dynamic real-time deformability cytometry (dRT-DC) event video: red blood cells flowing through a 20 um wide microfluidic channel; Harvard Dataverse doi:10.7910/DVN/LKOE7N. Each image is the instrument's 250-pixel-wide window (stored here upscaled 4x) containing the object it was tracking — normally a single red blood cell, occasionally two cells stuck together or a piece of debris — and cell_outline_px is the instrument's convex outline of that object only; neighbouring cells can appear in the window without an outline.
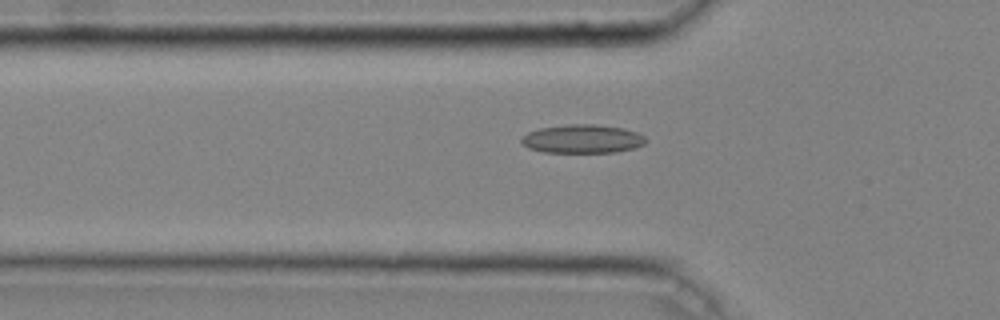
{"species": "common noctule bat (a hibernating species)", "species_latin": "Nyctalus noctula", "temperature_condition": "cold", "stored_images_in_passage": 44, "camera_frame_rate_fps": 3000, "um_per_image_px": 0.085, "animal": {"sex": "male", "body_mass_g": 20.4}, "frame": {"image": 1, "passage_image": 16, "time_ms": 5.0, "image_size_px": [1000, 320], "cell_outline_px": [[648, 140], [644, 144], [636, 148], [616, 152], [544, 152], [528, 148], [520, 140], [528, 132], [540, 128], [568, 124], [596, 124], [624, 128], [636, 132], [644, 136]], "centroid_in_image_um": [49.55, 11.8], "position_along_channel_um": 76.3, "area_um2": 20.75}}
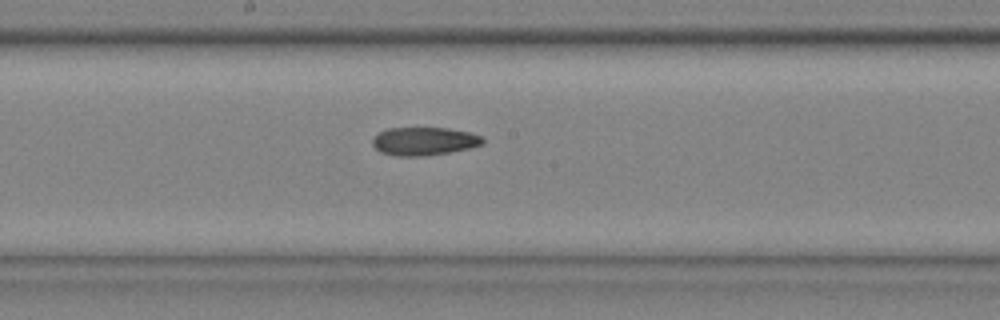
{"frame": {"image": 2, "passage_image": 26, "time_ms": 8.333, "image_size_px": [1000, 320], "cell_outline_px": [[484, 144], [468, 148], [448, 152], [424, 156], [396, 156], [380, 152], [372, 144], [372, 140], [380, 132], [388, 128], [448, 128], [468, 132], [484, 136]], "centroid_in_image_um": [36.06, 12.0], "position_along_channel_um": 212.1, "area_um2": 18.03}}
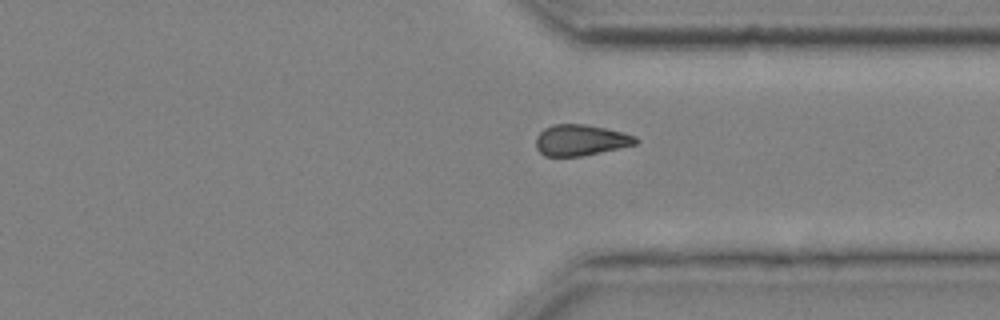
{"frame": {"image": 3, "passage_image": 37, "time_ms": 12.0, "image_size_px": [1000, 320], "cell_outline_px": [[640, 140], [636, 144], [600, 152], [580, 156], [544, 156], [536, 148], [536, 136], [544, 128], [552, 124], [584, 124], [624, 132], [636, 136]], "centroid_in_image_um": [49.34, 11.9], "position_along_channel_um": 362.1, "area_um2": 18.03}, "authors_computed_cell_mechanics": {"area_um2": 18.5827, "velocity_mm_per_s": 4.0693, "shape_relaxation_time_tau1_ms": null, "shape_relaxation_time_tau2_ms": 6.1303, "deformation_change_tau1": null, "deformation_change_tau2": 0.1336}}